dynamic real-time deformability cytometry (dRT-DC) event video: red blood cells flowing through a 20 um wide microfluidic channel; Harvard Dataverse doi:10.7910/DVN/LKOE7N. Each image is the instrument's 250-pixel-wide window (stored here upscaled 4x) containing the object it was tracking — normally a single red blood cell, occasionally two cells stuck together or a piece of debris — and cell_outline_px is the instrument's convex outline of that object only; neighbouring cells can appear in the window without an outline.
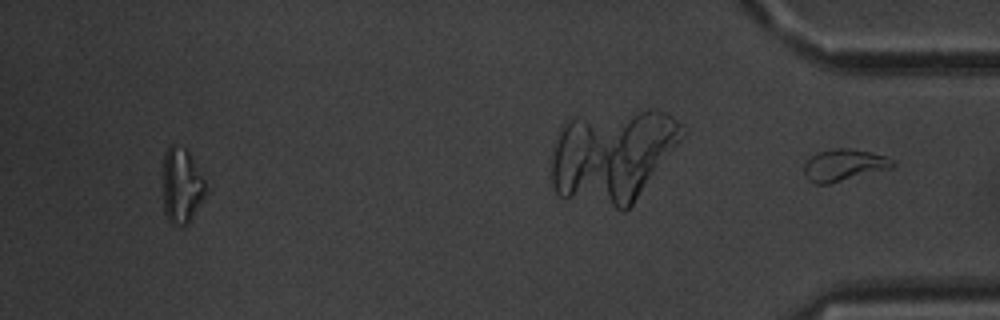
{"species": "common noctule bat (a hibernating species)", "species_latin": "Nyctalus noctula", "temperature_condition": "warm", "stored_images_in_passage": 49, "segment_of_instrument_passage": [2, 2], "camera_frame_rate_fps": 3000, "um_per_image_px": 0.085, "animal": {"sex": "male", "body_mass_g": 20.1, "forearm_length_mm": 53.5}, "frame": {"image": 1, "passage_image": 49, "time_ms": 16.0, "image_size_px": [1000, 320], "cell_outline_px": [[896, 164], [892, 168], [828, 184], [816, 184], [808, 180], [804, 172], [804, 164], [816, 152], [832, 148], [848, 148], [868, 152], [884, 156], [892, 160]], "centroid_in_image_um": [71.71, 14.03], "position_along_channel_um": 363.5, "area_um2": 16.3}}